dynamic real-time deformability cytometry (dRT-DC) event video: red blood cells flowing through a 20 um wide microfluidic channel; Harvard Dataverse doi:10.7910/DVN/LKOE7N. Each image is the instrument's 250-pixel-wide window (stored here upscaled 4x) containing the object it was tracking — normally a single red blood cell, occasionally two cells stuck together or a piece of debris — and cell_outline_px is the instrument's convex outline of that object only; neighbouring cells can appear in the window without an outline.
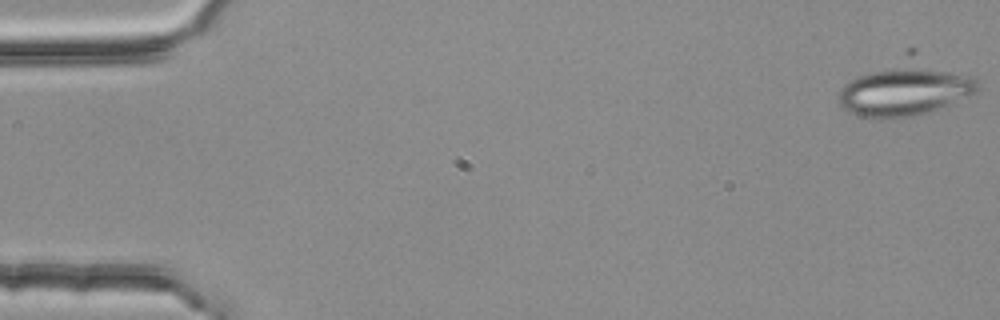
{"species": "common noctule bat (a hibernating species)", "species_latin": "Nyctalus noctula", "temperature_condition": "room temperature", "stored_images_in_passage": 55, "camera_frame_rate_fps": 3000, "um_per_image_px": 0.085, "animal": {"sex": "female", "body_mass_g": 25.1}, "frame": {"image": 1, "passage_image": 1, "time_ms": 0.0, "image_size_px": [1000, 320], "cell_outline_px": [[976, 92], [944, 108], [916, 116], [884, 120], [860, 116], [848, 112], [840, 104], [840, 88], [844, 84], [856, 76], [872, 72], [904, 68], [916, 68], [960, 72], [976, 76]], "centroid_in_image_um": [76.9, 7.85], "position_along_channel_um": 8.1, "area_um2": 38.78}}
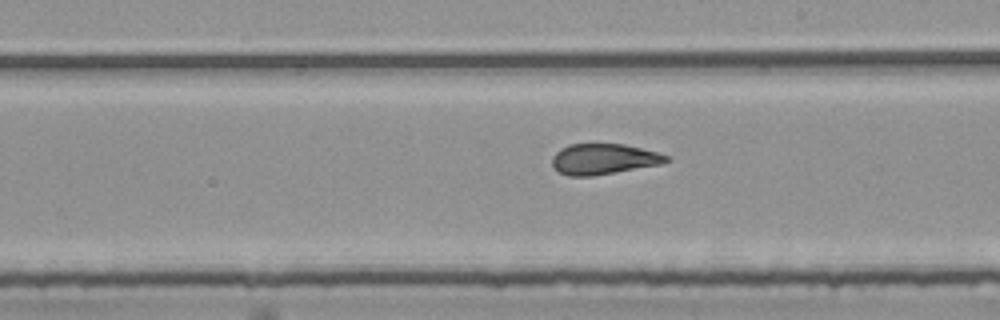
{"frame": {"image": 2, "passage_image": 31, "time_ms": 10.0, "image_size_px": [1000, 320], "cell_outline_px": [[672, 160], [664, 164], [592, 176], [568, 176], [556, 172], [552, 168], [552, 156], [560, 148], [568, 144], [624, 144], [656, 152], [668, 156]], "centroid_in_image_um": [51.28, 13.53], "position_along_channel_um": 237.7, "area_um2": 20.69}}
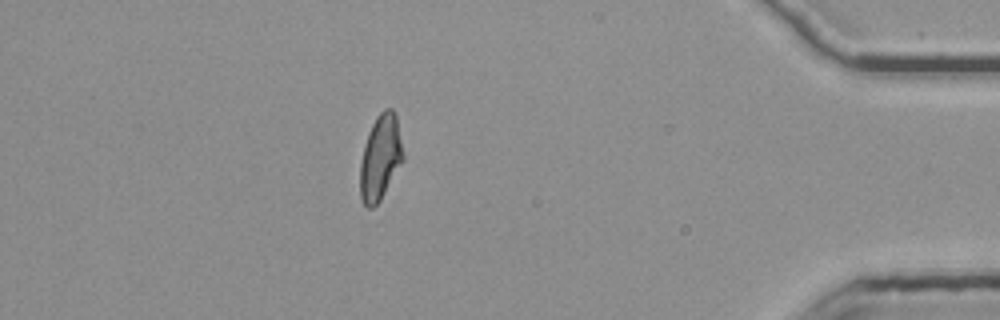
{"frame": {"image": 3, "passage_image": 48, "time_ms": 15.667, "image_size_px": [1000, 320], "cell_outline_px": [[404, 160], [380, 200], [372, 208], [368, 208], [364, 204], [360, 196], [360, 164], [364, 144], [372, 124], [376, 116], [384, 108], [392, 108], [396, 112], [404, 152]], "centroid_in_image_um": [32.35, 13.35], "position_along_channel_um": 402.9, "area_um2": 21.56}}